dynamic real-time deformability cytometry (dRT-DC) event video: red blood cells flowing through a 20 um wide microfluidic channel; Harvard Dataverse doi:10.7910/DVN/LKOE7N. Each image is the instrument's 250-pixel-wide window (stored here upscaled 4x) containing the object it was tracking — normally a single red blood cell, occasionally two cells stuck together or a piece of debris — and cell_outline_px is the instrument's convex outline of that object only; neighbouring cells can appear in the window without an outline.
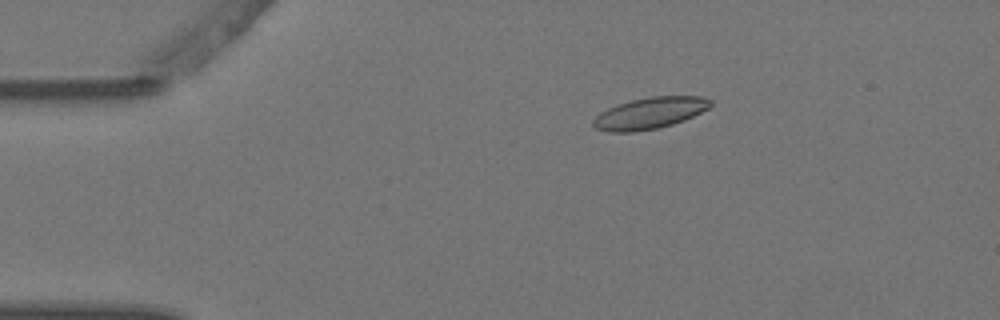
{"species": "Egyptian fruit bat (a non-hibernating species)", "species_latin": "Rousettus aegyptiacus", "temperature_condition": "warm", "stored_images_in_passage": 2, "camera_frame_rate_fps": 3000, "um_per_image_px": 0.085, "animal": {"sex": "female"}, "frame": {"image": 1, "passage_image": 1, "time_ms": 0.0, "image_size_px": [1000, 320], "cell_outline_px": [[712, 104], [708, 108], [684, 120], [660, 128], [632, 132], [608, 132], [596, 128], [592, 124], [592, 120], [600, 112], [616, 104], [648, 96], [700, 96], [712, 100]], "centroid_in_image_um": [55.2, 9.61], "position_along_channel_um": 29.8, "area_um2": 21.56}}